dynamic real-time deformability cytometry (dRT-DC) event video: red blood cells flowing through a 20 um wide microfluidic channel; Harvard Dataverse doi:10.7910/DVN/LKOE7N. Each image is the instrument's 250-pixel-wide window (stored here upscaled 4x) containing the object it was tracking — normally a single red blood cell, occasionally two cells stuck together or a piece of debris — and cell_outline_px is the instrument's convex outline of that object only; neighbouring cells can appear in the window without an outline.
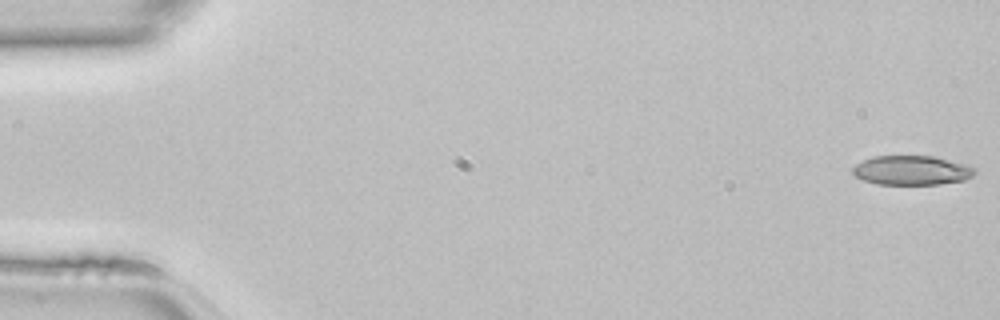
{"species": "common noctule bat (a hibernating species)", "species_latin": "Nyctalus noctula", "temperature_condition": "room temperature", "stored_images_in_passage": 47, "camera_frame_rate_fps": 3000, "um_per_image_px": 0.085, "animal": {"sex": "female", "body_mass_g": 22.7, "forearm_length_mm": 54.2}, "frame": {"image": 1, "passage_image": 1, "time_ms": 0.0, "image_size_px": [1000, 320], "cell_outline_px": [[976, 172], [972, 176], [964, 180], [940, 184], [876, 184], [864, 180], [856, 176], [852, 172], [852, 168], [856, 164], [872, 156], [932, 156], [968, 164], [976, 168]], "centroid_in_image_um": [77.52, 14.47], "position_along_channel_um": 7.5, "area_um2": 20.92}}
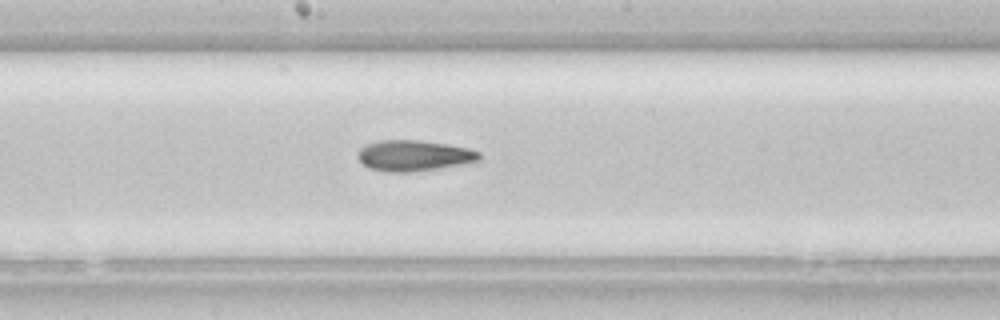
{"frame": {"image": 2, "passage_image": 25, "time_ms": 8.0, "image_size_px": [1000, 320], "cell_outline_px": [[480, 160], [460, 164], [412, 172], [388, 172], [368, 168], [356, 156], [360, 148], [368, 144], [380, 140], [420, 140], [448, 144], [468, 148], [480, 152]], "centroid_in_image_um": [35.16, 13.22], "position_along_channel_um": 213.0, "area_um2": 21.68}}
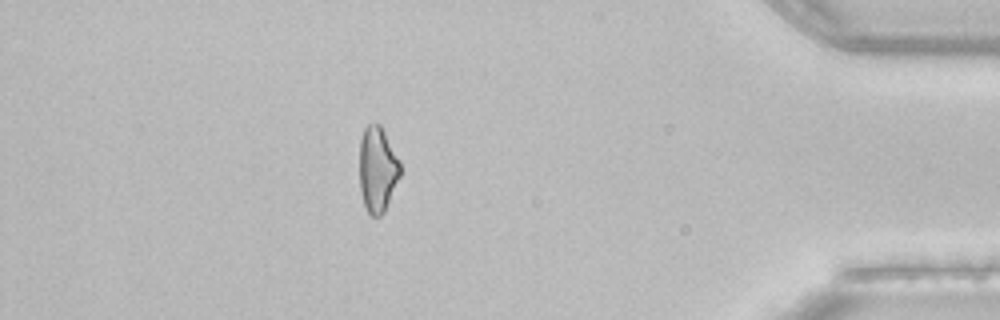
{"frame": {"image": 3, "passage_image": 41, "time_ms": 13.333, "image_size_px": [1000, 320], "cell_outline_px": [[400, 176], [384, 212], [380, 216], [372, 216], [368, 212], [364, 204], [360, 192], [360, 140], [364, 128], [368, 124], [380, 124], [400, 160]], "centroid_in_image_um": [32.08, 14.39], "position_along_channel_um": 403.1, "area_um2": 20.23}}